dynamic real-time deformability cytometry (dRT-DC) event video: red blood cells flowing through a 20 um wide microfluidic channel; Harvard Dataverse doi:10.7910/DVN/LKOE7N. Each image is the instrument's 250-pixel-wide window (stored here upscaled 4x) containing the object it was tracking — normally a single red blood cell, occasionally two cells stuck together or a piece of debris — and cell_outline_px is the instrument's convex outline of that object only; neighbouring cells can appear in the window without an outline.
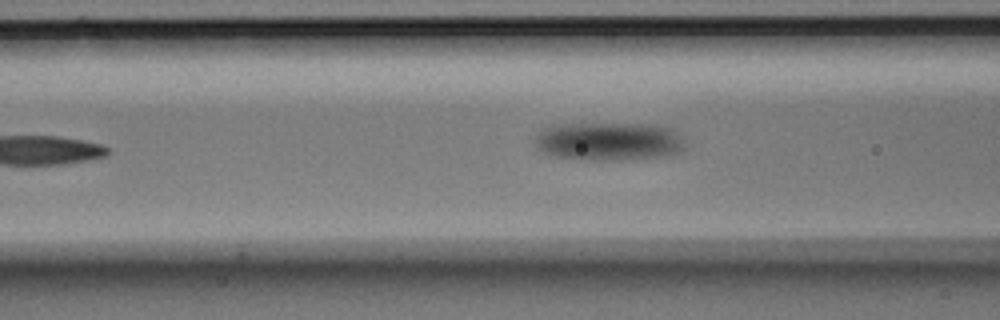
{"species": "Egyptian fruit bat (a non-hibernating species)", "species_latin": "Rousettus aegyptiacus", "temperature_condition": "room temperature", "stored_images_in_passage": 9, "camera_frame_rate_fps": 3000, "um_per_image_px": 0.085, "animal": {"sex": "male"}, "frame": {"image": 1, "passage_image": 6, "time_ms": 1.667, "image_size_px": [1000, 320], "cell_outline_px": [[684, 148], [680, 152], [664, 156], [620, 160], [576, 160], [552, 156], [540, 152], [536, 148], [536, 136], [544, 128], [552, 124], [660, 124], [676, 128], [684, 140]], "centroid_in_image_um": [51.77, 12.01], "position_along_channel_um": 114.8, "area_um2": 34.33}}
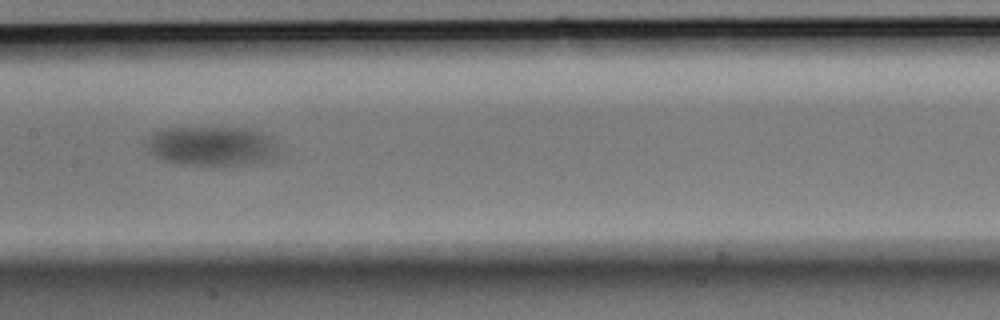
{"frame": {"image": 2, "passage_image": 8, "time_ms": 2.333, "image_size_px": [1000, 320], "cell_outline_px": [[276, 156], [268, 160], [244, 164], [176, 164], [160, 160], [152, 156], [148, 152], [148, 140], [156, 132], [168, 128], [248, 128], [260, 132], [268, 136], [272, 140], [276, 148]], "centroid_in_image_um": [17.95, 12.42], "position_along_channel_um": 189.4, "area_um2": 29.82}}
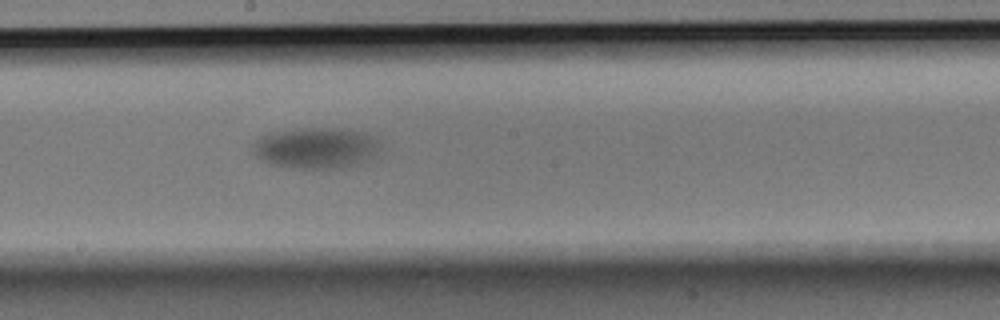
{"frame": {"image": 3, "passage_image": 9, "time_ms": 2.667, "image_size_px": [1000, 320], "cell_outline_px": [[376, 148], [368, 160], [356, 164], [332, 168], [300, 168], [272, 164], [256, 156], [252, 152], [256, 140], [260, 136], [268, 132], [296, 128], [340, 128], [368, 132], [376, 140]], "centroid_in_image_um": [26.79, 12.54], "position_along_channel_um": 221.4, "area_um2": 30.0}}